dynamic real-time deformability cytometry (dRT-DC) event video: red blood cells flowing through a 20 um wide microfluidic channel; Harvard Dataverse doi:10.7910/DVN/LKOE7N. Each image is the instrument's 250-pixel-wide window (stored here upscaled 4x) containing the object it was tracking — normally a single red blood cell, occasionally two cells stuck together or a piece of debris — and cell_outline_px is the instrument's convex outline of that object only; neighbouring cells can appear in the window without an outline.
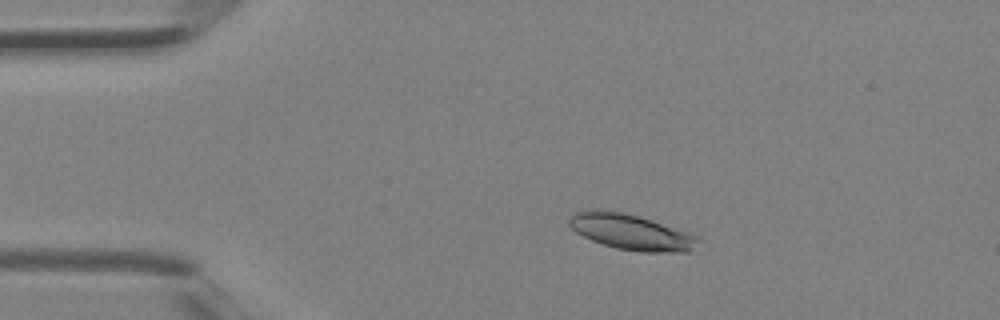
{"species": "Egyptian fruit bat (a non-hibernating species)", "species_latin": "Rousettus aegyptiacus", "temperature_condition": "room temperature", "stored_images_in_passage": 3, "camera_frame_rate_fps": 3000, "um_per_image_px": 0.085, "animal": {"sex": "female"}, "frame": {"image": 1, "passage_image": 2, "time_ms": 0.333, "image_size_px": [1000, 320], "cell_outline_px": [[700, 240], [688, 252], [644, 252], [616, 248], [592, 240], [576, 232], [568, 224], [568, 220], [572, 212], [596, 208], [624, 212], [652, 220], [688, 232], [696, 236]], "centroid_in_image_um": [53.59, 19.69], "position_along_channel_um": 31.4, "area_um2": 26.76}}